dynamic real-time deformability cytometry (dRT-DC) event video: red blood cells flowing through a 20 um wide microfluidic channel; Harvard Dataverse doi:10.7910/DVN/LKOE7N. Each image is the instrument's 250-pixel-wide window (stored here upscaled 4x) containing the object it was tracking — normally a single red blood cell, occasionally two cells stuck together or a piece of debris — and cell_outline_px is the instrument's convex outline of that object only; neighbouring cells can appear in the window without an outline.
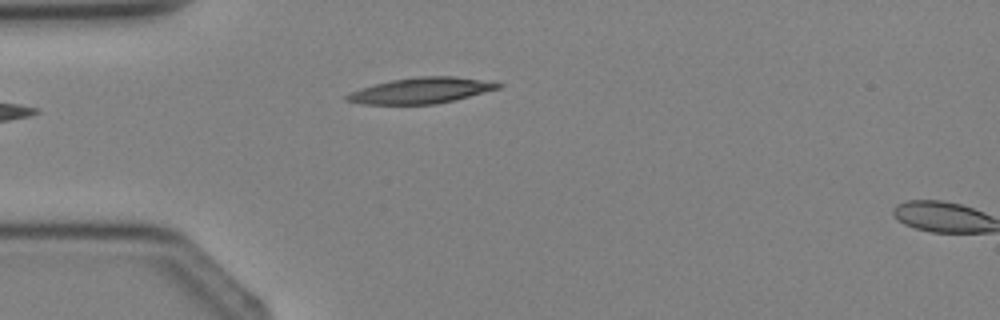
{"species": "Egyptian fruit bat (a non-hibernating species)", "species_latin": "Rousettus aegyptiacus", "temperature_condition": "cold", "stored_images_in_passage": 4, "segment_of_instrument_passage": [1, 2], "camera_frame_rate_fps": 3000, "um_per_image_px": 0.085, "animal": {"sex": "female"}, "frame": {"image": 1, "passage_image": 3, "time_ms": 3.0, "image_size_px": [1000, 320], "cell_outline_px": [[504, 84], [500, 88], [456, 100], [436, 104], [364, 104], [344, 100], [344, 96], [352, 92], [376, 84], [392, 80], [416, 76], [452, 76]], "centroid_in_image_um": [35.8, 7.7], "position_along_channel_um": 49.2, "area_um2": 22.43}}